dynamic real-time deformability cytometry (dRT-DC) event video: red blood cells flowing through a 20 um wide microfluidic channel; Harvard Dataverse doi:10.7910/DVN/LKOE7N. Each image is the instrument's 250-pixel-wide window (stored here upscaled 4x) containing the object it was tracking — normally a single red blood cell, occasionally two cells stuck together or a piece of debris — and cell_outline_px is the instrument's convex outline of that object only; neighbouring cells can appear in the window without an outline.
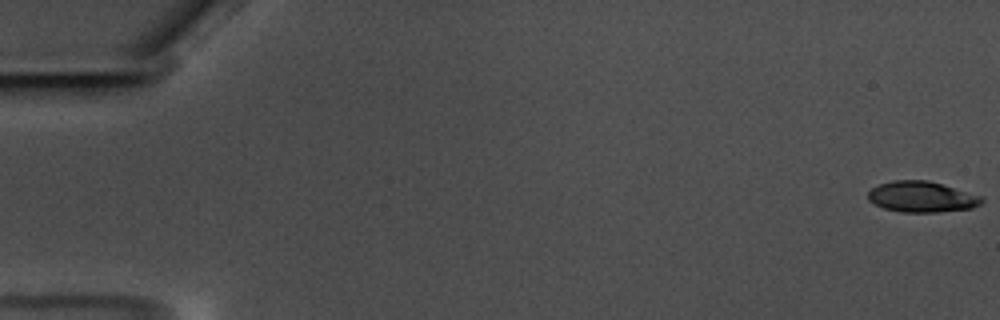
{"species": "common noctule bat (a hibernating species)", "species_latin": "Nyctalus noctula", "temperature_condition": "warm", "stored_images_in_passage": 12, "camera_frame_rate_fps": 3000, "um_per_image_px": 0.085, "animal": {"sex": "male", "body_mass_g": 17.5, "forearm_length_mm": 52.3}, "frame": {"image": 1, "passage_image": 1, "time_ms": 0.0, "image_size_px": [1000, 320], "cell_outline_px": [[984, 200], [980, 204], [972, 208], [936, 212], [900, 212], [884, 208], [868, 200], [868, 192], [872, 188], [880, 184], [892, 180], [928, 180], [984, 196]], "centroid_in_image_um": [78.37, 16.72], "position_along_channel_um": 6.6, "area_um2": 20.46}}